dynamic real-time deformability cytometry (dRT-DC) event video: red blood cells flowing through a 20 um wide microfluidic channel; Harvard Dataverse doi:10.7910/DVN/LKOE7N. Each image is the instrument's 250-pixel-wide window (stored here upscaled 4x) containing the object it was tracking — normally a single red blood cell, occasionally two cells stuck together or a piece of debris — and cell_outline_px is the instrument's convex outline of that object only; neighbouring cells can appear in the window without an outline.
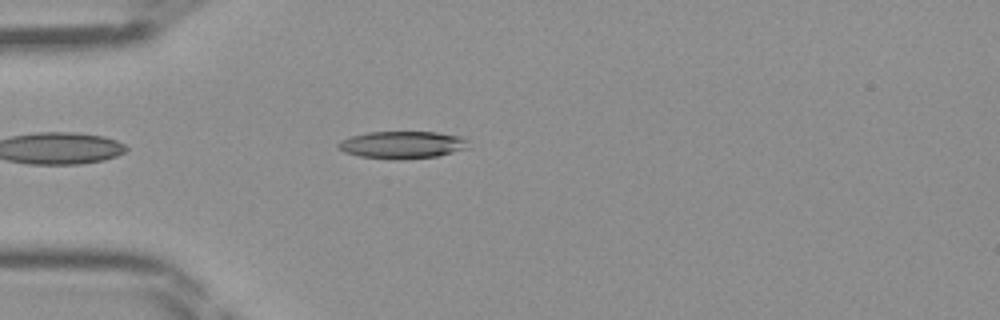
{"species": "Egyptian fruit bat (a non-hibernating species)", "species_latin": "Rousettus aegyptiacus", "temperature_condition": "room temperature", "stored_images_in_passage": 36, "camera_frame_rate_fps": 3000, "um_per_image_px": 0.085, "frame": {"image": 1, "passage_image": 3, "time_ms": 0.667, "image_size_px": [1000, 320], "cell_outline_px": [[468, 148], [436, 156], [404, 160], [396, 160], [360, 156], [344, 152], [336, 148], [336, 144], [340, 140], [352, 136], [368, 132], [436, 132], [460, 136], [468, 140]], "centroid_in_image_um": [34.16, 12.31], "position_along_channel_um": 50.8, "area_um2": 20.87}}
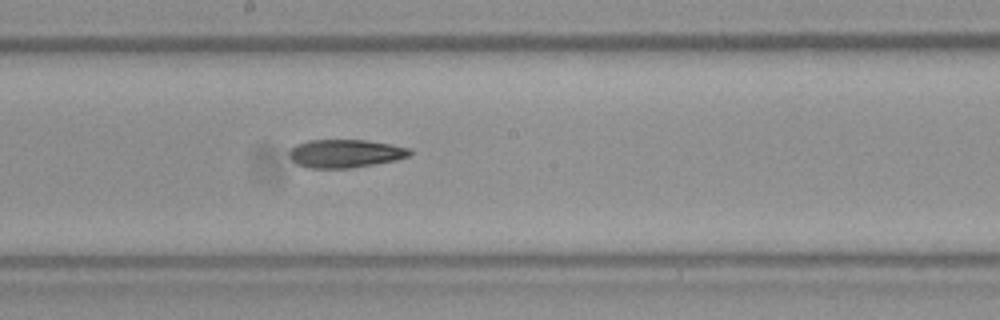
{"frame": {"image": 2, "passage_image": 15, "time_ms": 4.667, "image_size_px": [1000, 320], "cell_outline_px": [[412, 152], [408, 156], [396, 160], [348, 168], [308, 168], [296, 164], [288, 156], [288, 152], [296, 144], [308, 140], [364, 140], [392, 144], [412, 148]], "centroid_in_image_um": [29.33, 13.04], "position_along_channel_um": 218.9, "area_um2": 19.88}}
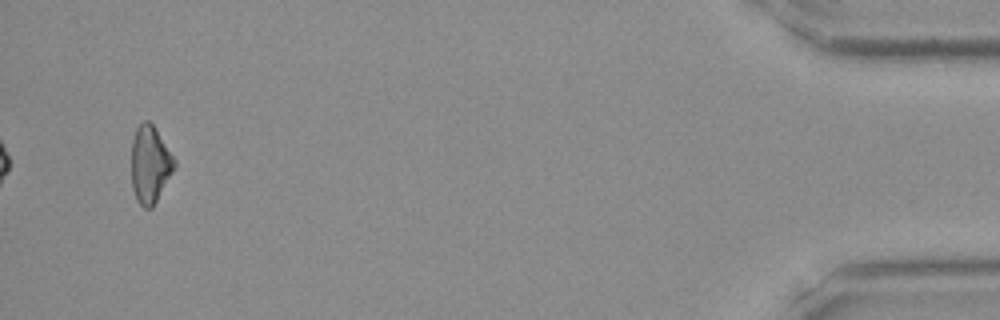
{"frame": {"image": 3, "passage_image": 34, "time_ms": 11.0, "image_size_px": [1000, 320], "cell_outline_px": [[176, 164], [172, 172], [152, 208], [144, 208], [136, 200], [132, 188], [132, 140], [136, 128], [144, 120], [148, 120], [152, 124], [176, 160]], "centroid_in_image_um": [12.74, 13.98], "position_along_channel_um": 422.5, "area_um2": 19.07}}